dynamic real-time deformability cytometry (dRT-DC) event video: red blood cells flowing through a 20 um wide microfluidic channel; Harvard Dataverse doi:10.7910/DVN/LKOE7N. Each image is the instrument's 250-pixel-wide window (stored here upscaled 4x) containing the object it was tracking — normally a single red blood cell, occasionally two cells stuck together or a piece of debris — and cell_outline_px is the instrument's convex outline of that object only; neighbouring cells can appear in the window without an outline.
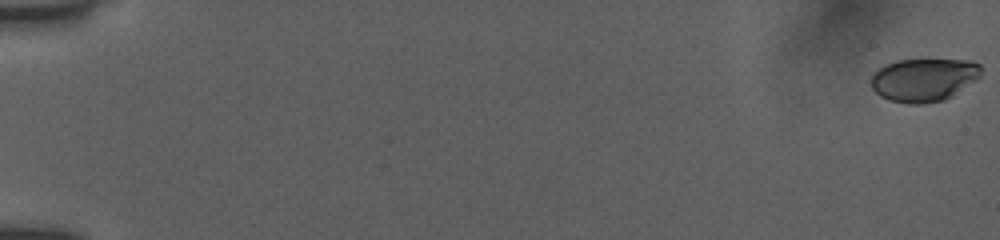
{"species": "human", "species_latin": "Homo sapiens", "temperature_condition": "room temperature", "stored_images_in_passage": 55, "camera_frame_rate_fps": 3000, "um_per_image_px": 0.085, "donor": {"sex": "female"}, "frame": {"image": 1, "passage_image": 1, "time_ms": 0.0, "image_size_px": [1000, 240], "cell_outline_px": [[980, 76], [952, 96], [944, 100], [924, 104], [908, 104], [888, 100], [880, 96], [872, 88], [872, 76], [880, 68], [888, 64], [900, 60], [968, 60], [980, 64]], "centroid_in_image_um": [78.52, 6.8], "position_along_channel_um": 6.5, "area_um2": 27.34}}
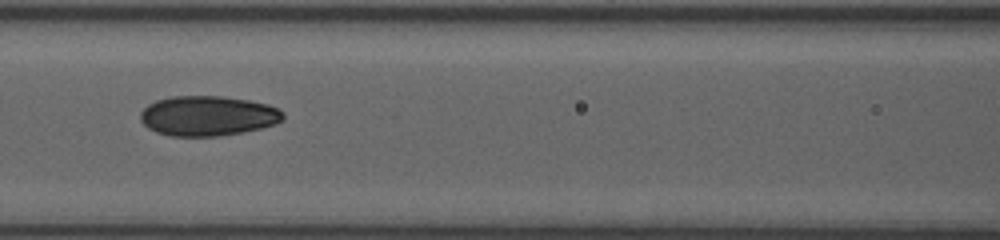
{"frame": {"image": 2, "passage_image": 27, "time_ms": 8.667, "image_size_px": [1000, 240], "cell_outline_px": [[284, 120], [276, 124], [244, 132], [220, 136], [168, 136], [156, 132], [148, 128], [140, 120], [140, 112], [148, 104], [156, 100], [172, 96], [224, 96], [248, 100], [268, 104], [280, 108], [284, 112]], "centroid_in_image_um": [17.68, 9.85], "position_along_channel_um": 148.9, "area_um2": 33.64}}
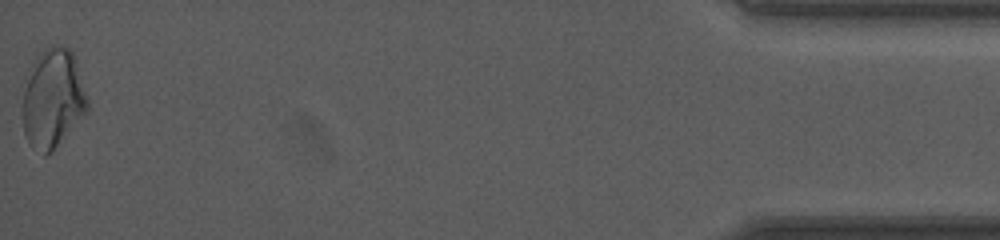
{"frame": {"image": 3, "passage_image": 55, "time_ms": 18.0, "image_size_px": [1000, 240], "cell_outline_px": [[88, 112], [52, 152], [44, 156], [32, 148], [28, 144], [24, 136], [24, 92], [28, 68], [36, 56], [48, 44], [52, 44], [68, 48], [72, 52], [88, 100]], "centroid_in_image_um": [4.48, 8.4], "position_along_channel_um": 430.7, "area_um2": 37.63}, "authors_computed_cell_mechanics": {"area_um2": 32.079, "velocity_mm_per_s": 3.9368, "shape_relaxation_time_tau1_ms": 8.3837, "shape_relaxation_time_tau2_ms": 2.5544, "deformation_change_tau1": 0.1731, "deformation_change_tau2": 0.0714}}